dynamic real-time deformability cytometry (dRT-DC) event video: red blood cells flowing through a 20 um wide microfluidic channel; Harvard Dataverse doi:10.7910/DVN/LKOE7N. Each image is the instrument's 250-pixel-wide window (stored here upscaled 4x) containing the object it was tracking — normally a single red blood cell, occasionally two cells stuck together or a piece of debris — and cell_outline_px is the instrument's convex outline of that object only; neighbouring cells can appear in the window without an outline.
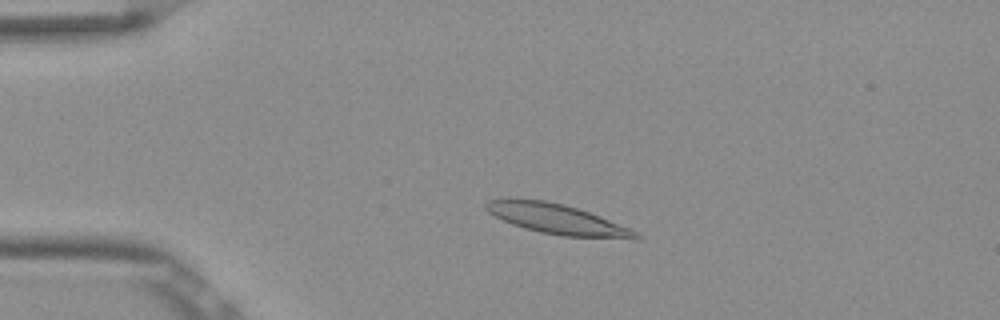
{"species": "Egyptian fruit bat (a non-hibernating species)", "species_latin": "Rousettus aegyptiacus", "temperature_condition": "room temperature", "stored_images_in_passage": 52, "camera_frame_rate_fps": 3000, "um_per_image_px": 0.085, "frame": {"image": 1, "passage_image": 11, "time_ms": 3.333, "image_size_px": [1000, 320], "cell_outline_px": [[640, 236], [636, 240], [632, 240], [564, 236], [540, 232], [524, 228], [512, 224], [488, 212], [484, 208], [484, 204], [488, 200], [544, 200], [564, 204], [588, 212], [632, 228], [640, 232]], "centroid_in_image_um": [47.48, 18.67], "position_along_channel_um": 37.5, "area_um2": 26.13}}
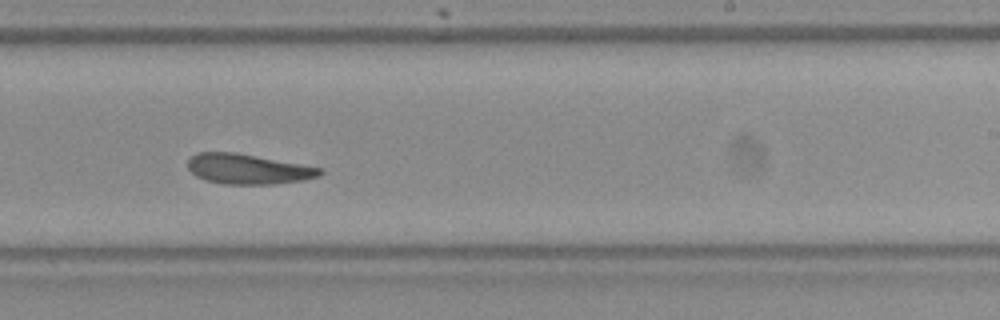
{"frame": {"image": 2, "passage_image": 32, "time_ms": 10.333, "image_size_px": [1000, 320], "cell_outline_px": [[324, 172], [320, 176], [304, 180], [276, 184], [224, 184], [204, 180], [196, 176], [188, 168], [188, 160], [196, 152], [236, 152], [300, 164], [320, 168]], "centroid_in_image_um": [21.07, 14.37], "position_along_channel_um": 267.9, "area_um2": 23.18}}
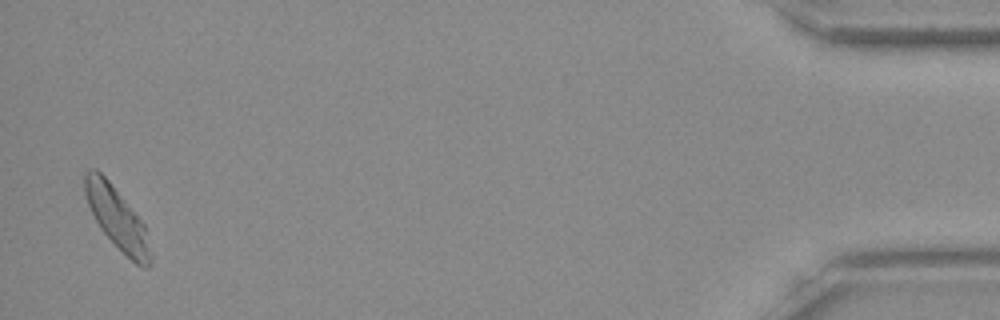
{"frame": {"image": 3, "passage_image": 51, "time_ms": 16.667, "image_size_px": [1000, 320], "cell_outline_px": [[152, 264], [148, 268], [144, 268], [136, 264], [100, 228], [88, 204], [84, 192], [84, 172], [88, 168], [96, 168], [108, 180], [144, 224], [152, 256]], "centroid_in_image_um": [9.95, 18.53], "position_along_channel_um": 425.3, "area_um2": 23.12}, "authors_computed_cell_mechanics": {"area_um2": 23.7269, "velocity_mm_per_s": 3.8172, "shape_relaxation_time_tau1_ms": null, "shape_relaxation_time_tau2_ms": 4.4485, "deformation_change_tau1": null, "deformation_change_tau2": 0.1059}}